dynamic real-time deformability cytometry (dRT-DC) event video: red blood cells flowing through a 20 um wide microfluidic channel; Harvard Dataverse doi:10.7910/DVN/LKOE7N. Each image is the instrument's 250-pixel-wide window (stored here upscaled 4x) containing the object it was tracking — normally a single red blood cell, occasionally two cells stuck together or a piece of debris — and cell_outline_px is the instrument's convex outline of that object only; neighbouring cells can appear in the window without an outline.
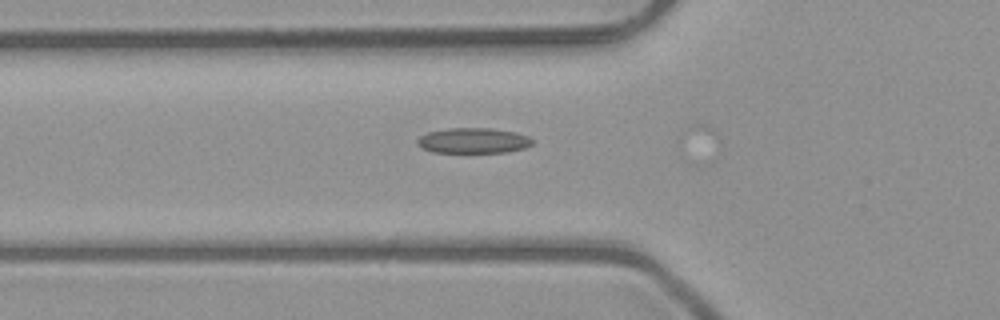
{"species": "common noctule bat (a hibernating species)", "species_latin": "Nyctalus noctula", "temperature_condition": "room temperature", "stored_images_in_passage": 23, "camera_frame_rate_fps": 3000, "um_per_image_px": 0.085, "animal": {"sex": "male", "body_mass_g": 23.1, "forearm_length_mm": 52.7}, "frame": {"image": 1, "passage_image": 9, "time_ms": 2.667, "image_size_px": [1000, 320], "cell_outline_px": [[536, 140], [532, 144], [524, 148], [508, 152], [432, 152], [416, 144], [416, 140], [420, 136], [428, 132], [448, 128], [492, 128], [516, 132], [528, 136]], "centroid_in_image_um": [40.26, 11.94], "position_along_channel_um": 85.5, "area_um2": 17.11}}
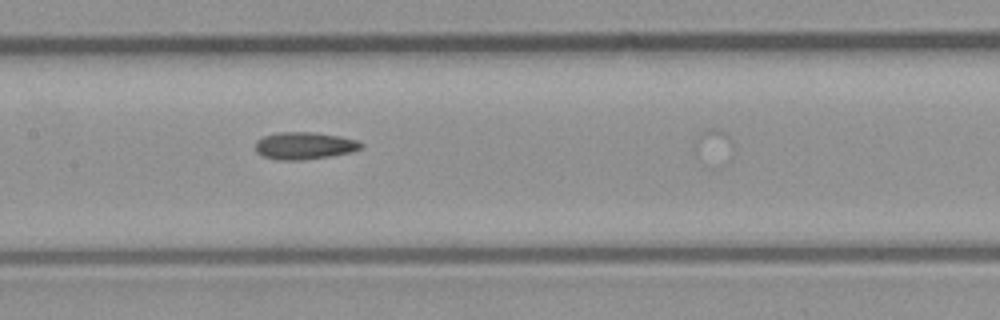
{"frame": {"image": 2, "passage_image": 16, "time_ms": 5.0, "image_size_px": [1000, 320], "cell_outline_px": [[364, 148], [352, 152], [328, 156], [300, 160], [276, 160], [264, 156], [256, 152], [256, 140], [264, 136], [280, 132], [312, 132], [340, 136], [356, 140], [364, 144]], "centroid_in_image_um": [25.89, 12.38], "position_along_channel_um": 181.5, "area_um2": 16.76}}
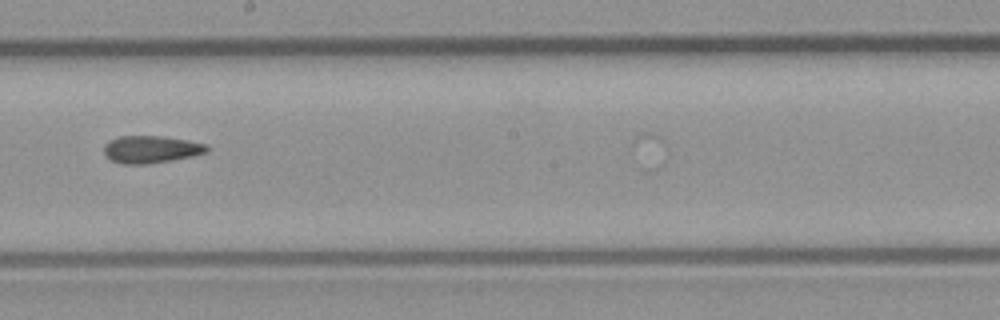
{"frame": {"image": 3, "passage_image": 20, "time_ms": 6.333, "image_size_px": [1000, 320], "cell_outline_px": [[208, 152], [192, 156], [172, 160], [148, 164], [124, 164], [112, 160], [104, 156], [104, 144], [108, 140], [120, 136], [164, 136], [188, 140], [208, 144]], "centroid_in_image_um": [12.83, 12.69], "position_along_channel_um": 235.4, "area_um2": 16.59}}